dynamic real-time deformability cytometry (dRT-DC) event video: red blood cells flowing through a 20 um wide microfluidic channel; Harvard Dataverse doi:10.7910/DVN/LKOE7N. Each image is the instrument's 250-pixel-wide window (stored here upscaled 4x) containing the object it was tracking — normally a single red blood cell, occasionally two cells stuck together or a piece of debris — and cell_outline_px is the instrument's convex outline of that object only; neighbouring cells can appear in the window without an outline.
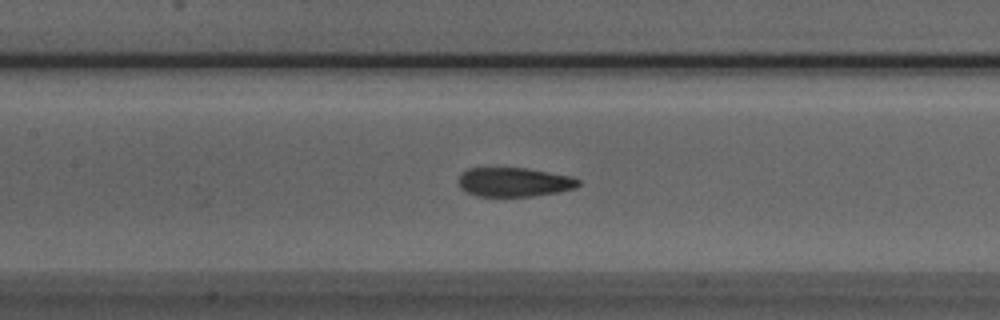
{"species": "Egyptian fruit bat (a non-hibernating species)", "species_latin": "Rousettus aegyptiacus", "temperature_condition": "room temperature", "stored_images_in_passage": 52, "camera_frame_rate_fps": 3000, "um_per_image_px": 0.085, "animal": {"sex": "male"}, "frame": {"image": 1, "passage_image": 23, "time_ms": 7.333, "image_size_px": [1000, 320], "cell_outline_px": [[580, 184], [576, 188], [556, 192], [532, 196], [476, 196], [460, 188], [460, 172], [468, 168], [528, 168], [572, 176], [580, 180]], "centroid_in_image_um": [43.72, 15.47], "position_along_channel_um": 163.7, "area_um2": 20.35}}
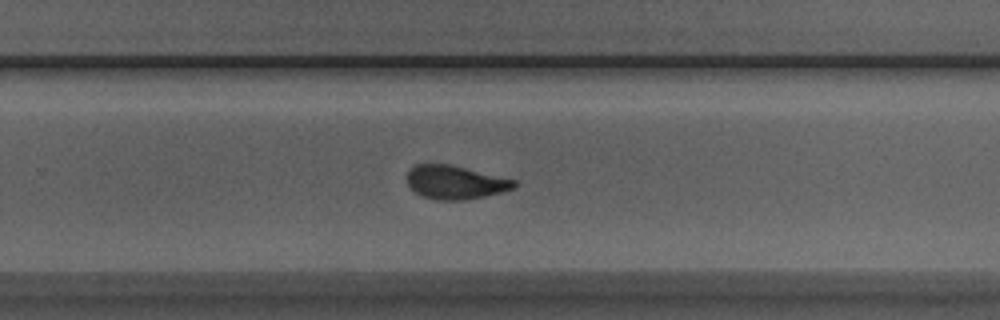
{"frame": {"image": 2, "passage_image": 33, "time_ms": 10.667, "image_size_px": [1000, 320], "cell_outline_px": [[516, 188], [484, 196], [464, 200], [436, 200], [424, 196], [416, 192], [408, 184], [408, 168], [416, 164], [448, 164], [516, 180]], "centroid_in_image_um": [38.69, 15.49], "position_along_channel_um": 291.1, "area_um2": 20.69}}
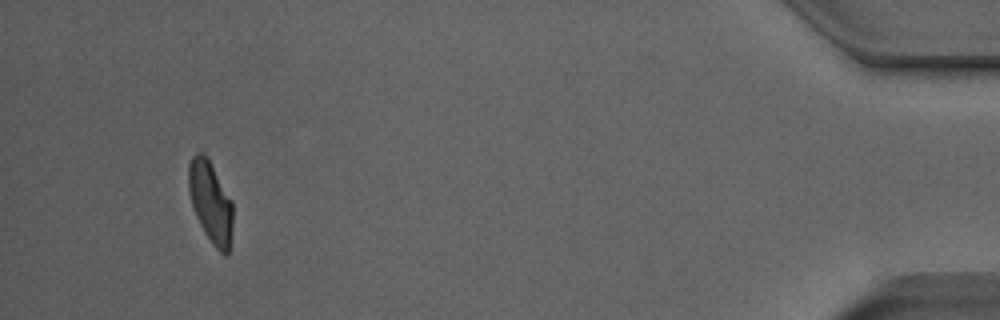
{"frame": {"image": 3, "passage_image": 49, "time_ms": 16.0, "image_size_px": [1000, 320], "cell_outline_px": [[232, 224], [228, 256], [224, 256], [212, 244], [204, 232], [196, 216], [192, 204], [188, 188], [188, 164], [192, 156], [200, 152], [204, 152], [232, 200]], "centroid_in_image_um": [17.89, 17.18], "position_along_channel_um": 417.3, "area_um2": 20.92}, "authors_computed_cell_mechanics": {"area_um2": 21.3282, "velocity_mm_per_s": 3.8373, "shape_relaxation_time_tau1_ms": 8.2613, "shape_relaxation_time_tau2_ms": 1.4619, "deformation_change_tau1": 0.2107, "deformation_change_tau2": 0.0845}}